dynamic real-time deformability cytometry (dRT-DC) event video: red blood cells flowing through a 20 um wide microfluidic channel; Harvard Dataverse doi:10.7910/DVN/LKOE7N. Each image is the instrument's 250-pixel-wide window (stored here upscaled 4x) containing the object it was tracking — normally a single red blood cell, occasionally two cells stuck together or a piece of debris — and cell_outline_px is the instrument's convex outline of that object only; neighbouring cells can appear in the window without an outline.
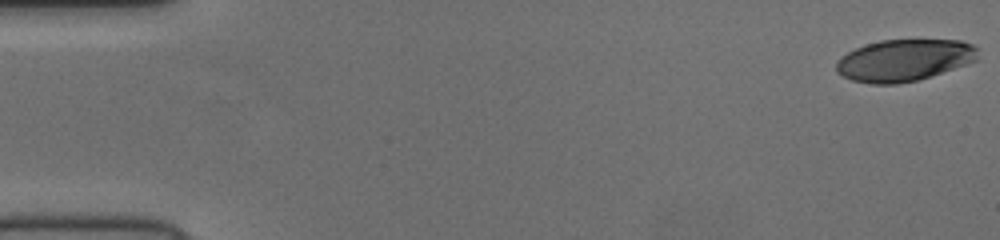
{"species": "human", "species_latin": "Homo sapiens", "temperature_condition": "cold", "stored_images_in_passage": 51, "camera_frame_rate_fps": 3000, "um_per_image_px": 0.085, "donor": {"sex": "female"}, "frame": {"image": 1, "passage_image": 1, "time_ms": 0.0, "image_size_px": [1000, 240], "cell_outline_px": [[980, 48], [976, 60], [916, 80], [896, 84], [872, 84], [852, 80], [836, 72], [836, 60], [840, 56], [864, 44], [880, 40], [960, 40], [972, 44]], "centroid_in_image_um": [76.81, 5.1], "position_along_channel_um": 8.2, "area_um2": 34.33}}
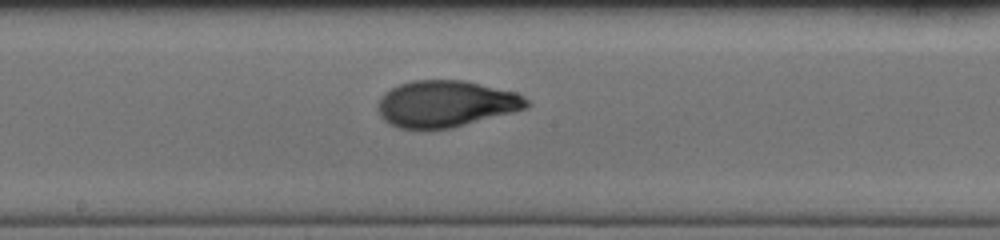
{"frame": {"image": 2, "passage_image": 29, "time_ms": 9.333, "image_size_px": [1000, 240], "cell_outline_px": [[532, 104], [528, 108], [452, 128], [420, 132], [400, 128], [388, 124], [380, 116], [376, 108], [380, 96], [384, 92], [400, 84], [412, 80], [464, 80], [516, 92], [524, 96]], "centroid_in_image_um": [37.86, 8.85], "position_along_channel_um": 210.3, "area_um2": 41.27}}
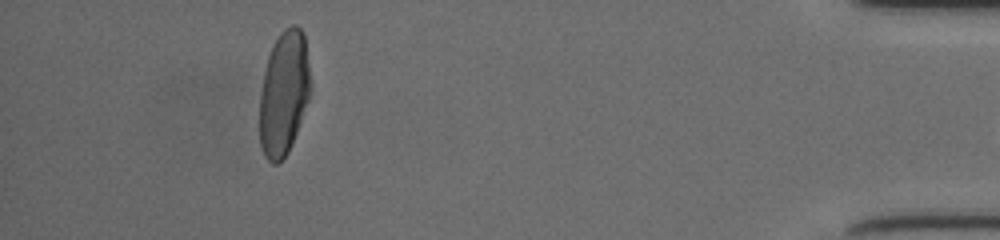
{"frame": {"image": 3, "passage_image": 49, "time_ms": 16.0, "image_size_px": [1000, 240], "cell_outline_px": [[312, 88], [308, 100], [296, 132], [288, 152], [276, 164], [272, 164], [264, 156], [260, 144], [260, 92], [264, 72], [268, 56], [272, 44], [280, 32], [284, 28], [292, 24], [296, 24], [304, 32], [312, 84]], "centroid_in_image_um": [24.14, 7.86], "position_along_channel_um": 411.1, "area_um2": 37.11}}